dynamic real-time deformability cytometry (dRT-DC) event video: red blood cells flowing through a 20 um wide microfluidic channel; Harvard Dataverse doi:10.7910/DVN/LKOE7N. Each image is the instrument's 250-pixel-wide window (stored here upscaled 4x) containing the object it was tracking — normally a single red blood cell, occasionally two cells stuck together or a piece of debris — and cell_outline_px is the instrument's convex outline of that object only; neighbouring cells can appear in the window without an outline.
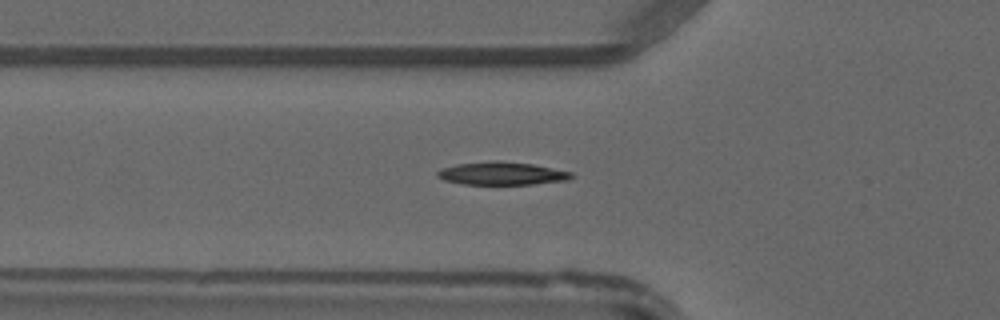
{"species": "common noctule bat (a hibernating species)", "species_latin": "Nyctalus noctula", "temperature_condition": "warm", "stored_images_in_passage": 48, "camera_frame_rate_fps": 3000, "um_per_image_px": 0.085, "animal": {"sex": "male", "forearm_length_mm": 52.5}, "frame": {"image": 1, "passage_image": 17, "time_ms": 5.333, "image_size_px": [1000, 320], "cell_outline_px": [[576, 176], [568, 180], [532, 184], [464, 184], [444, 180], [436, 176], [436, 172], [444, 168], [456, 164], [532, 164], [572, 172]], "centroid_in_image_um": [42.72, 14.8], "position_along_channel_um": 83.1, "area_um2": 16.76}}
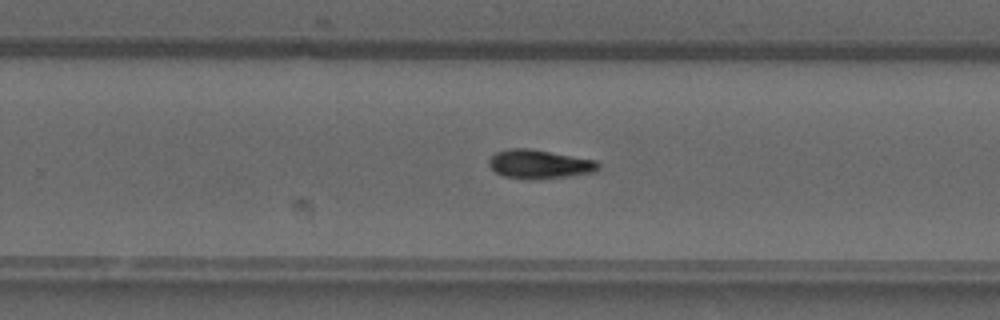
{"frame": {"image": 2, "passage_image": 31, "time_ms": 10.0, "image_size_px": [1000, 320], "cell_outline_px": [[600, 168], [592, 172], [572, 176], [528, 180], [504, 176], [496, 172], [488, 164], [488, 160], [496, 152], [508, 148], [528, 148], [596, 160], [600, 164]], "centroid_in_image_um": [45.84, 13.96], "position_along_channel_um": 284.0, "area_um2": 18.44}}
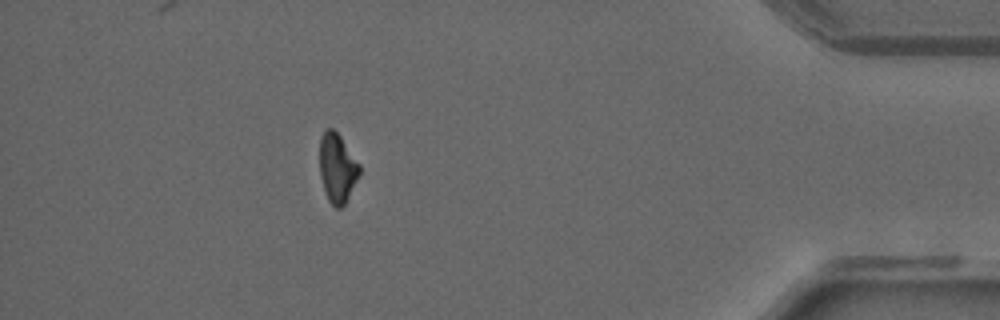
{"frame": {"image": 3, "passage_image": 43, "time_ms": 14.0, "image_size_px": [1000, 320], "cell_outline_px": [[360, 176], [344, 204], [340, 208], [336, 208], [328, 200], [320, 176], [320, 136], [328, 128], [332, 128], [340, 136], [360, 164]], "centroid_in_image_um": [28.68, 14.28], "position_along_channel_um": 406.5, "area_um2": 15.95}}